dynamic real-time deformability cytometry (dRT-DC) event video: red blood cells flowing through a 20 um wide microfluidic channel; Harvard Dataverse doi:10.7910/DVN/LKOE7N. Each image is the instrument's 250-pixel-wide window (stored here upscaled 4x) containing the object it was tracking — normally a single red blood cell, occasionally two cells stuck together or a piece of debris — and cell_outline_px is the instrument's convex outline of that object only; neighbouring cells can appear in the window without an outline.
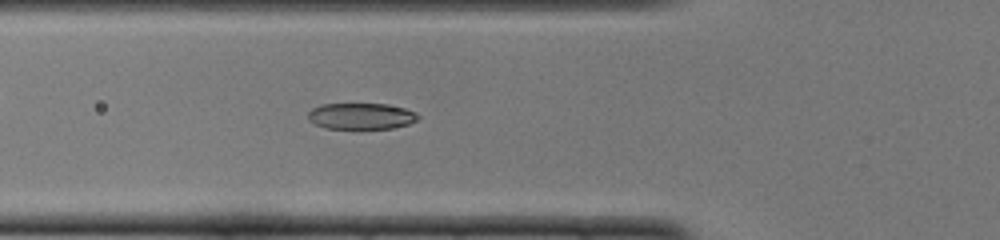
{"species": "common noctule bat (a hibernating species)", "species_latin": "Nyctalus noctula", "temperature_condition": "cold", "stored_images_in_passage": 49, "camera_frame_rate_fps": 3000, "um_per_image_px": 0.085, "animal": {"sex": "female", "body_mass_g": 22.0, "forearm_length_mm": 56.7}, "frame": {"image": 1, "passage_image": 17, "time_ms": 5.333, "image_size_px": [1000, 240], "cell_outline_px": [[420, 116], [416, 120], [408, 124], [392, 128], [324, 128], [308, 120], [308, 112], [312, 108], [320, 104], [388, 104], [404, 108], [416, 112]], "centroid_in_image_um": [30.68, 9.86], "position_along_channel_um": 95.1, "area_um2": 16.76}}
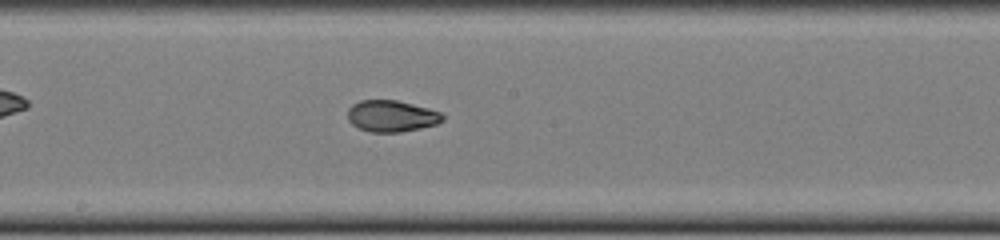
{"frame": {"image": 2, "passage_image": 26, "time_ms": 8.333, "image_size_px": [1000, 240], "cell_outline_px": [[444, 120], [436, 124], [420, 128], [400, 132], [368, 132], [352, 124], [348, 120], [348, 108], [352, 104], [360, 100], [396, 100], [428, 108], [440, 112], [444, 116]], "centroid_in_image_um": [33.26, 9.86], "position_along_channel_um": 214.9, "area_um2": 17.4}}
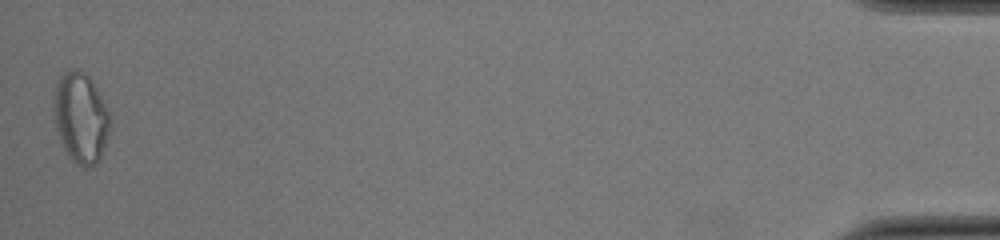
{"frame": {"image": 3, "passage_image": 49, "time_ms": 16.0, "image_size_px": [1000, 240], "cell_outline_px": [[112, 120], [108, 136], [100, 160], [92, 168], [84, 168], [72, 160], [64, 148], [60, 140], [56, 128], [52, 108], [52, 96], [56, 84], [60, 76], [64, 72], [76, 68], [80, 68], [92, 80]], "centroid_in_image_um": [6.85, 10.01], "position_along_channel_um": 428.4, "area_um2": 30.06}, "authors_computed_cell_mechanics": {"area_um2": 18.207, "velocity_mm_per_s": 3.9923, "shape_relaxation_time_tau1_ms": 2.9874, "shape_relaxation_time_tau2_ms": 1.556, "deformation_change_tau1": 0.1576, "deformation_change_tau2": 0.0588}}